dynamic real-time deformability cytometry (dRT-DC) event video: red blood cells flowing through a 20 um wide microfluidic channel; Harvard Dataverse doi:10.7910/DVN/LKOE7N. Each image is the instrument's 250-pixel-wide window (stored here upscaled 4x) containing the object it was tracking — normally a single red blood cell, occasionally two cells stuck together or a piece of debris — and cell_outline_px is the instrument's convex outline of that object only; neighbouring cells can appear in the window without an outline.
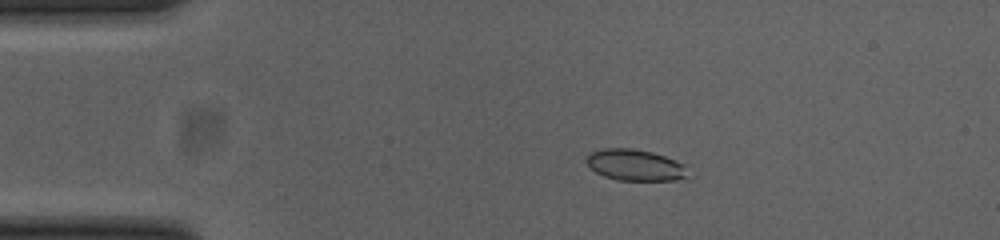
{"species": "common noctule bat (a hibernating species)", "species_latin": "Nyctalus noctula", "temperature_condition": "cold", "stored_images_in_passage": 52, "camera_frame_rate_fps": 3000, "um_per_image_px": 0.085, "animal": {"sex": "female", "body_mass_g": 23.0, "forearm_length_mm": 53.4}, "frame": {"image": 1, "passage_image": 9, "time_ms": 2.667, "image_size_px": [1000, 240], "cell_outline_px": [[684, 176], [676, 180], [616, 180], [604, 176], [596, 172], [584, 160], [588, 152], [604, 148], [632, 148], [652, 152], [676, 160], [684, 164]], "centroid_in_image_um": [53.89, 14.01], "position_along_channel_um": 31.1, "area_um2": 18.32}}
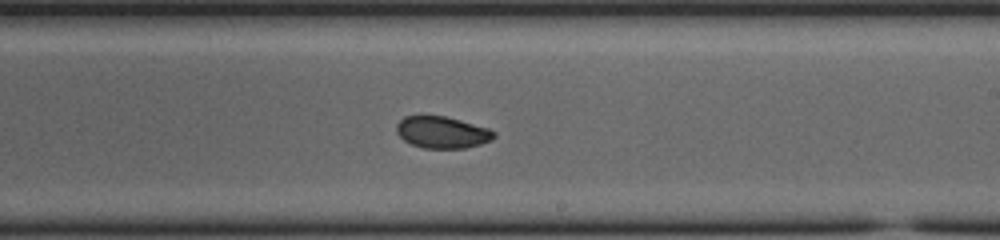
{"frame": {"image": 2, "passage_image": 30, "time_ms": 9.667, "image_size_px": [1000, 240], "cell_outline_px": [[496, 136], [492, 140], [480, 144], [464, 148], [424, 148], [412, 144], [404, 140], [396, 132], [396, 124], [404, 116], [444, 116], [460, 120], [488, 128], [496, 132]], "centroid_in_image_um": [37.59, 11.25], "position_along_channel_um": 251.4, "area_um2": 17.98}}
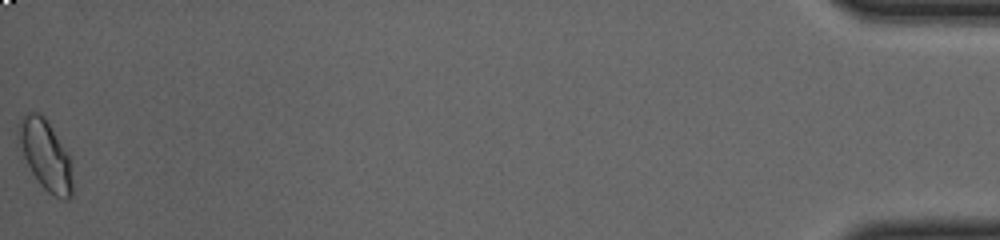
{"frame": {"image": 3, "passage_image": 52, "time_ms": 17.0, "image_size_px": [1000, 240], "cell_outline_px": [[72, 196], [68, 200], [64, 200], [48, 192], [40, 184], [32, 172], [24, 156], [20, 144], [20, 120], [28, 112], [36, 112], [44, 116], [68, 156], [72, 180]], "centroid_in_image_um": [3.89, 13.22], "position_along_channel_um": 431.3, "area_um2": 20.92}, "authors_computed_cell_mechanics": {"area_um2": 18.7272, "velocity_mm_per_s": 3.8432, "shape_relaxation_time_tau1_ms": null, "shape_relaxation_time_tau2_ms": 1.2924, "deformation_change_tau1": null, "deformation_change_tau2": 0.0421}}